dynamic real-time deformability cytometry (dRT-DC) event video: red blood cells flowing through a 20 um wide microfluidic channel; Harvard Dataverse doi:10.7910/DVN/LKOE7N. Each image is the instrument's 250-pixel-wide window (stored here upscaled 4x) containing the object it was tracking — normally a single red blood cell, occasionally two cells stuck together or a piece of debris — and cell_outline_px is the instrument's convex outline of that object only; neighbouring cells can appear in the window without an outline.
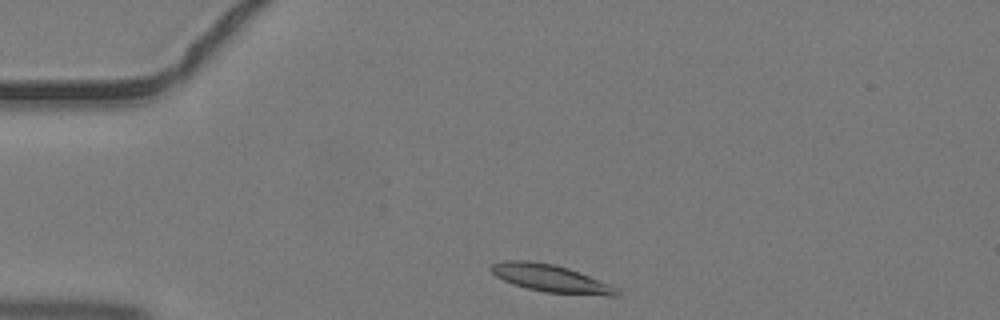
{"species": "common noctule bat (a hibernating species)", "species_latin": "Nyctalus noctula", "temperature_condition": "warm", "stored_images_in_passage": 35, "camera_frame_rate_fps": 3000, "um_per_image_px": 0.085, "animal": {"sex": "male", "body_mass_g": 19.2, "forearm_length_mm": 51.8}, "frame": {"image": 1, "passage_image": 1, "time_ms": 0.0, "image_size_px": [1000, 320], "cell_outline_px": [[620, 292], [616, 296], [608, 296], [544, 292], [512, 284], [496, 276], [488, 268], [492, 264], [504, 260], [528, 260], [556, 264], [580, 272], [608, 284], [616, 288]], "centroid_in_image_um": [46.78, 23.65], "position_along_channel_um": 38.2, "area_um2": 20.11}}
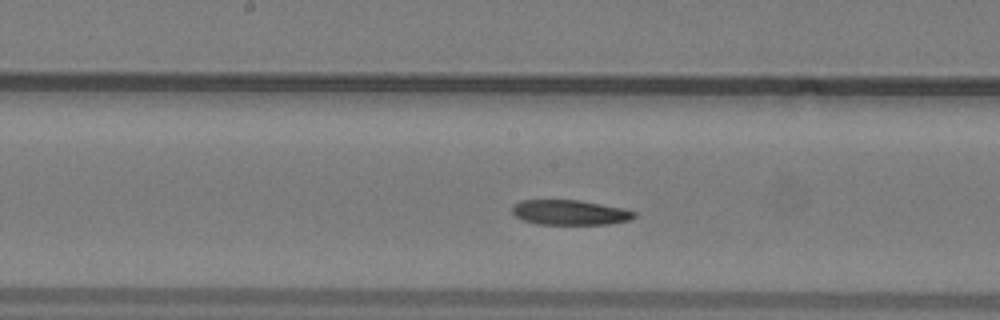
{"frame": {"image": 2, "passage_image": 14, "time_ms": 4.333, "image_size_px": [1000, 320], "cell_outline_px": [[636, 216], [628, 220], [608, 224], [536, 224], [524, 220], [516, 216], [512, 212], [512, 204], [520, 200], [580, 200], [624, 208], [636, 212]], "centroid_in_image_um": [48.42, 18.05], "position_along_channel_um": 199.8, "area_um2": 17.8}}
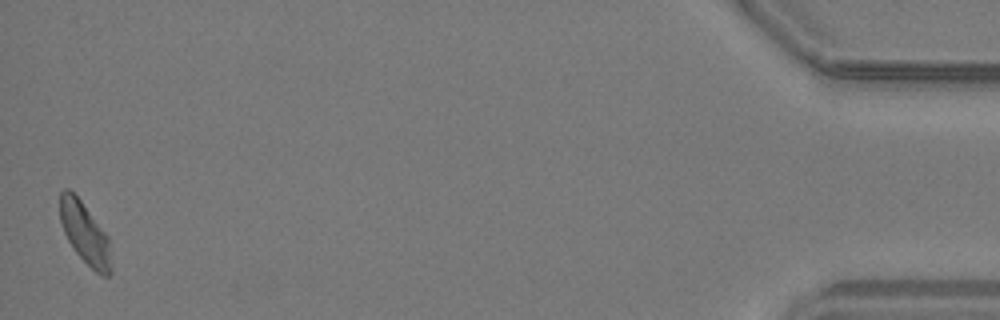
{"frame": {"image": 3, "passage_image": 35, "time_ms": 11.333, "image_size_px": [1000, 320], "cell_outline_px": [[112, 272], [108, 276], [100, 276], [72, 248], [64, 232], [60, 220], [60, 192], [64, 188], [68, 188], [80, 200], [108, 236], [112, 264]], "centroid_in_image_um": [7.23, 19.86], "position_along_channel_um": 428.0, "area_um2": 18.21}}